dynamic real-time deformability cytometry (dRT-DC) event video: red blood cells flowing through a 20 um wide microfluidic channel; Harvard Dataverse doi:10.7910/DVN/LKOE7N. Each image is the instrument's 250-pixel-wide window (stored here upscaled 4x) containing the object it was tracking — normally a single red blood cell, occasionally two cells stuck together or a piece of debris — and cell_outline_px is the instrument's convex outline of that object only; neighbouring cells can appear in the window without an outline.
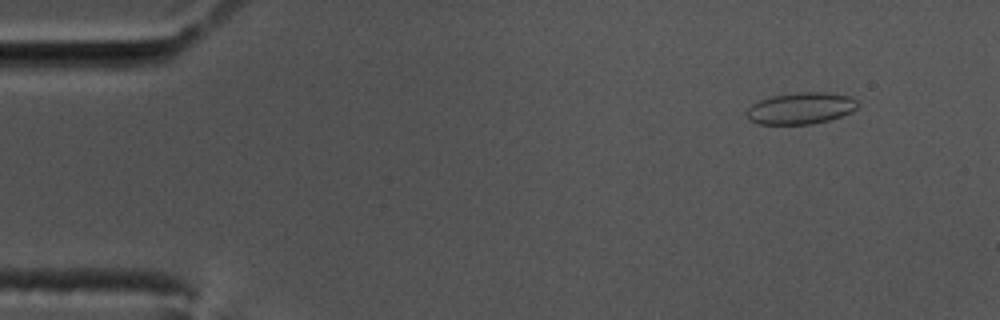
{"species": "common noctule bat (a hibernating species)", "species_latin": "Nyctalus noctula", "temperature_condition": "cold", "stored_images_in_passage": 53, "camera_frame_rate_fps": 3000, "um_per_image_px": 0.085, "animal": {"sex": "male", "body_mass_g": 17.5, "forearm_length_mm": 52.3}, "frame": {"image": 1, "passage_image": 1, "time_ms": 0.0, "image_size_px": [1000, 320], "cell_outline_px": [[856, 108], [852, 112], [828, 120], [812, 124], [756, 124], [748, 120], [744, 112], [752, 104], [760, 100], [772, 96], [796, 92], [828, 92], [848, 96], [856, 100]], "centroid_in_image_um": [68.01, 9.21], "position_along_channel_um": 17.0, "area_um2": 20.52}}
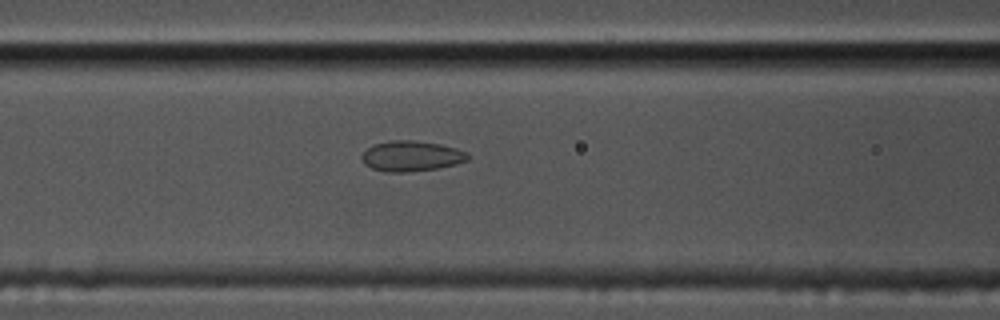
{"frame": {"image": 2, "passage_image": 19, "time_ms": 6.0, "image_size_px": [1000, 320], "cell_outline_px": [[472, 156], [468, 160], [456, 164], [436, 168], [404, 172], [384, 172], [372, 168], [364, 164], [360, 156], [368, 148], [376, 144], [392, 140], [412, 140], [440, 144], [456, 148], [468, 152]], "centroid_in_image_um": [34.99, 13.27], "position_along_channel_um": 131.6, "area_um2": 18.79}}
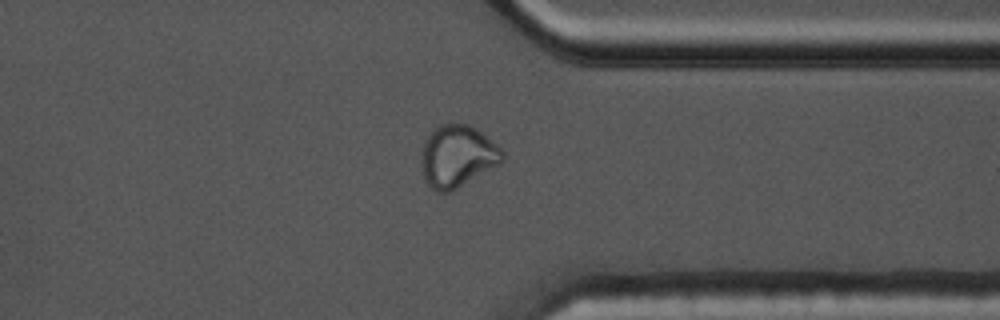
{"frame": {"image": 3, "passage_image": 40, "time_ms": 13.0, "image_size_px": [1000, 320], "cell_outline_px": [[504, 160], [500, 164], [456, 188], [448, 192], [436, 192], [424, 180], [420, 164], [420, 152], [424, 140], [440, 124], [468, 124], [476, 128], [500, 148], [504, 152]], "centroid_in_image_um": [38.84, 13.28], "position_along_channel_um": 372.6, "area_um2": 29.25}, "authors_computed_cell_mechanics": {"area_um2": 19.9988, "velocity_mm_per_s": 3.472, "shape_relaxation_time_tau1_ms": null, "shape_relaxation_time_tau2_ms": 1.1977, "deformation_change_tau1": null, "deformation_change_tau2": 0.0644}}